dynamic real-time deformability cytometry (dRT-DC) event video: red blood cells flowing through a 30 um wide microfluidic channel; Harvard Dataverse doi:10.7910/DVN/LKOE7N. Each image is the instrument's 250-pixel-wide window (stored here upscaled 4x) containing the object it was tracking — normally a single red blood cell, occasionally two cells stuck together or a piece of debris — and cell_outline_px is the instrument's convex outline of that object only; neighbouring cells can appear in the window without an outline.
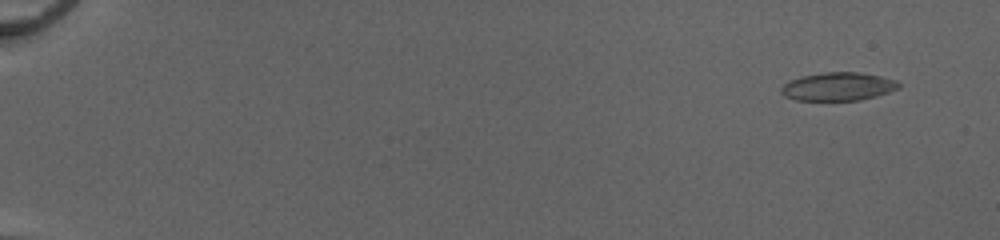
{"species": "common noctule bat (a hibernating species)", "species_latin": "Nyctalus noctula", "temperature_condition": "cold", "stored_images_in_passage": 53, "camera_frame_rate_fps": 3000, "um_per_image_px": 0.085, "animal": {"sex": "female", "body_mass_g": 20.0, "forearm_length_mm": 54.0}, "frame": {"image": 1, "passage_image": 4, "time_ms": 1.0, "image_size_px": [1000, 240], "cell_outline_px": [[900, 88], [876, 96], [860, 100], [796, 100], [784, 96], [780, 92], [780, 88], [784, 84], [800, 76], [824, 72], [856, 72], [880, 76], [896, 80], [900, 84]], "centroid_in_image_um": [71.23, 7.36], "position_along_channel_um": 13.8, "area_um2": 19.31}}
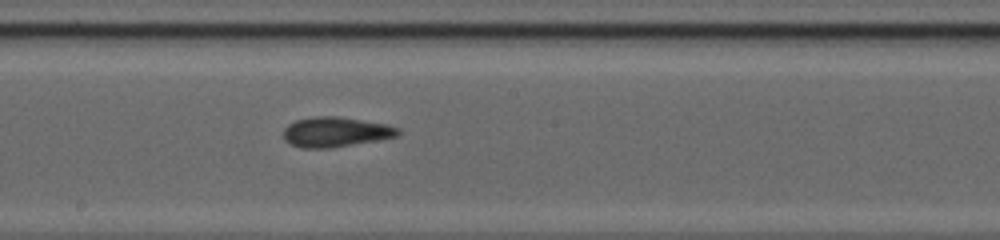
{"frame": {"image": 2, "passage_image": 32, "time_ms": 10.333, "image_size_px": [1000, 240], "cell_outline_px": [[400, 132], [396, 136], [376, 140], [332, 148], [300, 148], [288, 144], [284, 140], [284, 128], [288, 124], [296, 120], [316, 116], [340, 116], [388, 124], [400, 128]], "centroid_in_image_um": [28.5, 11.21], "position_along_channel_um": 219.7, "area_um2": 20.17}}
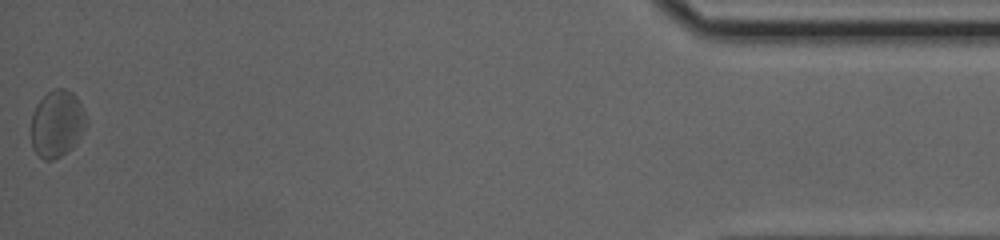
{"frame": {"image": 3, "passage_image": 53, "time_ms": 17.333, "image_size_px": [1000, 240], "cell_outline_px": [[88, 124], [76, 140], [60, 156], [52, 160], [44, 160], [32, 148], [32, 116], [36, 104], [52, 88], [64, 88], [72, 92], [76, 96], [88, 120]], "centroid_in_image_um": [4.84, 10.47], "position_along_channel_um": 430.4, "area_um2": 21.1}, "authors_computed_cell_mechanics": {"area_um2": 19.5364, "velocity_mm_per_s": 4.121, "shape_relaxation_time_tau1_ms": 3.0166, "shape_relaxation_time_tau2_ms": 3.297, "deformation_change_tau1": 0.0719, "deformation_change_tau2": 0.1111}}